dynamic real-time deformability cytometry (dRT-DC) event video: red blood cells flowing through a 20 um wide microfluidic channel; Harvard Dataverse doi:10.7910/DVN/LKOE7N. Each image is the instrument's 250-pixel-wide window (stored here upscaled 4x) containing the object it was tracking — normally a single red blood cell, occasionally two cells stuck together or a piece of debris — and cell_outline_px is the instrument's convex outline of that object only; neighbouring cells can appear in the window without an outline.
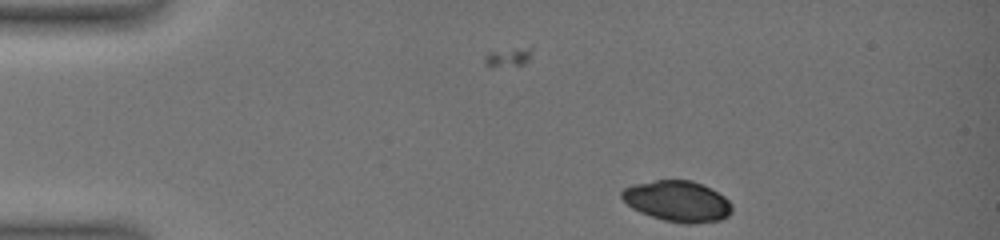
{"species": "common noctule bat (a hibernating species)", "species_latin": "Nyctalus noctula", "temperature_condition": "warm", "stored_images_in_passage": 3, "camera_frame_rate_fps": 3000, "um_per_image_px": 0.085, "animal": {"sex": "female", "body_mass_g": 19.0, "forearm_length_mm": 51.5}, "frame": {"image": 1, "passage_image": 3, "time_ms": 1.0, "image_size_px": [1000, 240], "cell_outline_px": [[732, 212], [728, 216], [720, 220], [692, 224], [684, 224], [664, 220], [640, 212], [632, 208], [620, 196], [620, 192], [624, 188], [632, 184], [656, 180], [692, 180], [724, 196], [732, 204]], "centroid_in_image_um": [57.58, 17.11], "position_along_channel_um": 27.4, "area_um2": 26.18}}